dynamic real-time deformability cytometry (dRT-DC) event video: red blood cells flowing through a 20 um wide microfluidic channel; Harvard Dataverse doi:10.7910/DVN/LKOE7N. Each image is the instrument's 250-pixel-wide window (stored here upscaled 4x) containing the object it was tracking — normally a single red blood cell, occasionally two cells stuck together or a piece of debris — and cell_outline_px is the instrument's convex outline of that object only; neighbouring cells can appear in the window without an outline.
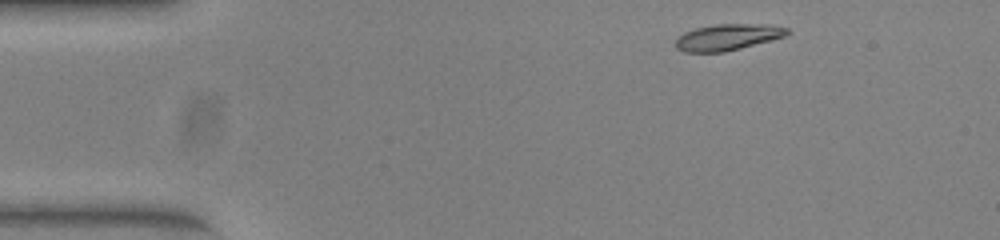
{"species": "common noctule bat (a hibernating species)", "species_latin": "Nyctalus noctula", "temperature_condition": "warm", "stored_images_in_passage": 46, "camera_frame_rate_fps": 3000, "um_per_image_px": 0.085, "animal": {"sex": "female", "body_mass_g": 23.0, "forearm_length_mm": 53.4}, "frame": {"image": 1, "passage_image": 1, "time_ms": 0.0, "image_size_px": [1000, 240], "cell_outline_px": [[788, 32], [784, 36], [772, 40], [724, 52], [684, 52], [676, 48], [676, 40], [684, 32], [696, 28], [716, 24], [768, 24], [788, 28]], "centroid_in_image_um": [61.84, 3.16], "position_along_channel_um": 23.2, "area_um2": 16.94}}
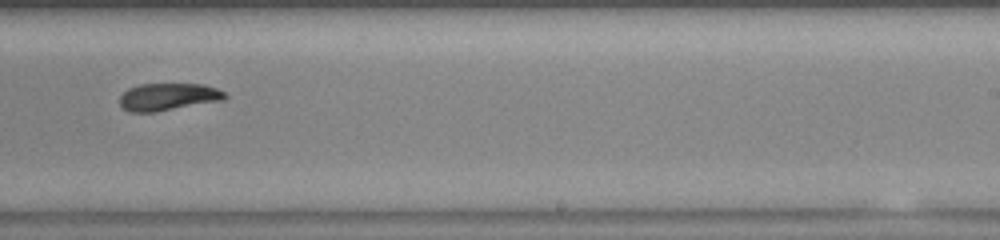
{"frame": {"image": 2, "passage_image": 26, "time_ms": 8.333, "image_size_px": [1000, 240], "cell_outline_px": [[228, 96], [224, 100], [156, 112], [128, 112], [120, 104], [120, 96], [128, 88], [140, 84], [204, 84], [216, 88], [224, 92]], "centroid_in_image_um": [14.3, 8.23], "position_along_channel_um": 274.7, "area_um2": 16.82}}
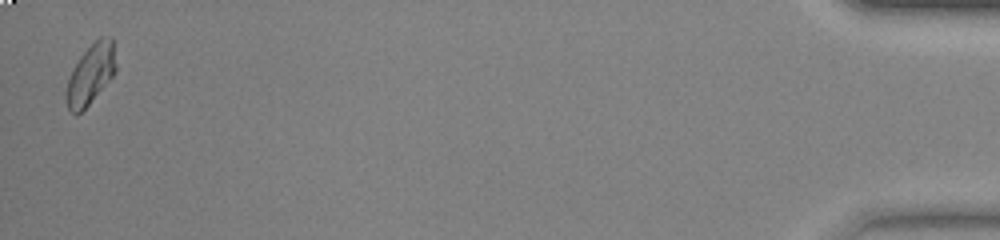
{"frame": {"image": 3, "passage_image": 45, "time_ms": 14.667, "image_size_px": [1000, 240], "cell_outline_px": [[116, 68], [112, 76], [88, 104], [76, 116], [68, 108], [64, 96], [64, 92], [72, 68], [80, 56], [100, 36], [112, 36], [116, 64]], "centroid_in_image_um": [7.68, 6.29], "position_along_channel_um": 427.5, "area_um2": 17.22}, "authors_computed_cell_mechanics": {"area_um2": 17.2244, "velocity_mm_per_s": 3.9343, "shape_relaxation_time_tau1_ms": 9.3448, "shape_relaxation_time_tau2_ms": 3.6808, "deformation_change_tau1": 0.2961, "deformation_change_tau2": 0.0952}}